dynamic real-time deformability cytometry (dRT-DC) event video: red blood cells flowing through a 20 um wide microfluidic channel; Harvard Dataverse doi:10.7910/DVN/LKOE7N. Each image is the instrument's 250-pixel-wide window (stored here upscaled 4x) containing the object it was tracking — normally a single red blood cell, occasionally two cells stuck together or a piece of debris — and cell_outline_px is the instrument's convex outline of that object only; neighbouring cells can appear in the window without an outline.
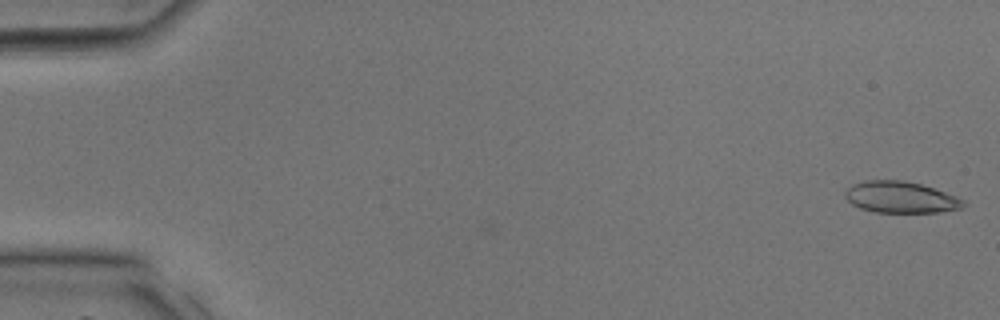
{"species": "common noctule bat (a hibernating species)", "species_latin": "Nyctalus noctula", "temperature_condition": "room temperature", "stored_images_in_passage": 36, "camera_frame_rate_fps": 3000, "um_per_image_px": 0.085, "animal": {"sex": "male", "body_mass_g": 17.9, "forearm_length_mm": 54.2}, "frame": {"image": 1, "passage_image": 1, "time_ms": 0.0, "image_size_px": [1000, 320], "cell_outline_px": [[968, 204], [964, 208], [936, 212], [876, 212], [860, 208], [852, 204], [844, 196], [844, 192], [852, 184], [864, 180], [900, 180], [920, 184], [956, 196], [964, 200]], "centroid_in_image_um": [76.55, 16.77], "position_along_channel_um": 8.4, "area_um2": 21.62}}
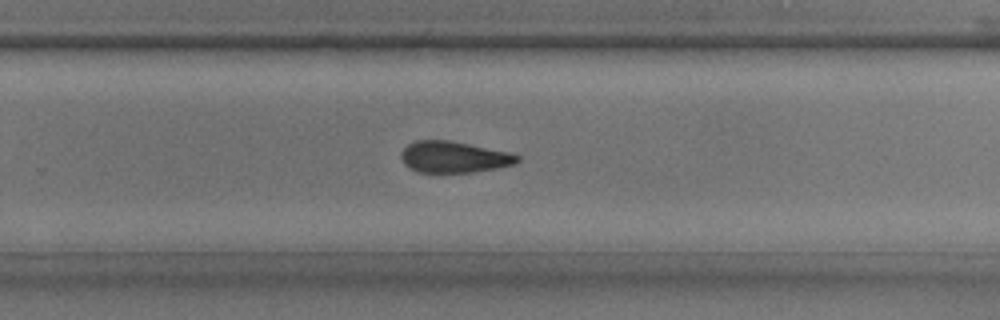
{"frame": {"image": 2, "passage_image": 24, "time_ms": 7.667, "image_size_px": [1000, 320], "cell_outline_px": [[520, 160], [516, 164], [496, 168], [472, 172], [420, 172], [408, 168], [404, 164], [400, 156], [400, 152], [408, 144], [416, 140], [452, 140], [512, 152], [520, 156]], "centroid_in_image_um": [38.6, 13.33], "position_along_channel_um": 291.2, "area_um2": 21.56}}
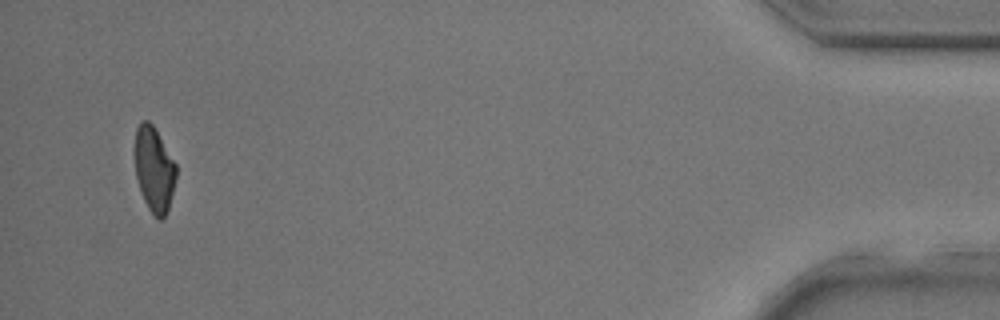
{"frame": {"image": 3, "passage_image": 35, "time_ms": 11.333, "image_size_px": [1000, 320], "cell_outline_px": [[176, 176], [168, 208], [164, 216], [160, 220], [148, 208], [144, 200], [136, 176], [132, 152], [132, 148], [136, 128], [140, 120], [148, 120], [152, 124], [176, 164]], "centroid_in_image_um": [13.04, 14.31], "position_along_channel_um": 422.2, "area_um2": 20.58}}